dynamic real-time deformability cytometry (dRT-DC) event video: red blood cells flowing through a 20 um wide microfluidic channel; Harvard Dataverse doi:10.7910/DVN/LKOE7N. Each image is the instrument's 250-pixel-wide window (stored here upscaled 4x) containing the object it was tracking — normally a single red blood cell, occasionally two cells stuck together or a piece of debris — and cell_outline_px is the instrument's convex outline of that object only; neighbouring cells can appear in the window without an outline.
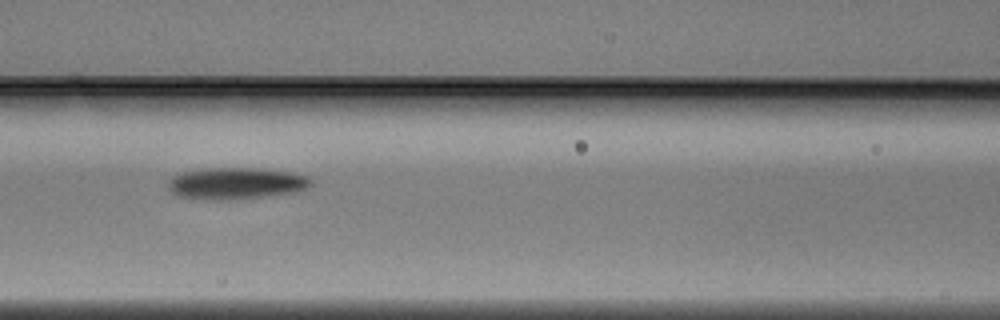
{"species": "Egyptian fruit bat (a non-hibernating species)", "species_latin": "Rousettus aegyptiacus", "temperature_condition": "warm", "stored_images_in_passage": 5, "camera_frame_rate_fps": 3000, "um_per_image_px": 0.085, "animal": {"sex": "male"}, "frame": {"image": 1, "passage_image": 5, "time_ms": 1.333, "image_size_px": [1000, 320], "cell_outline_px": [[312, 184], [304, 188], [292, 192], [232, 200], [216, 200], [180, 196], [172, 192], [168, 188], [168, 180], [172, 176], [184, 172], [208, 168], [260, 168], [288, 172], [308, 176], [312, 180]], "centroid_in_image_um": [20.04, 15.58], "position_along_channel_um": 146.6, "area_um2": 26.01}}